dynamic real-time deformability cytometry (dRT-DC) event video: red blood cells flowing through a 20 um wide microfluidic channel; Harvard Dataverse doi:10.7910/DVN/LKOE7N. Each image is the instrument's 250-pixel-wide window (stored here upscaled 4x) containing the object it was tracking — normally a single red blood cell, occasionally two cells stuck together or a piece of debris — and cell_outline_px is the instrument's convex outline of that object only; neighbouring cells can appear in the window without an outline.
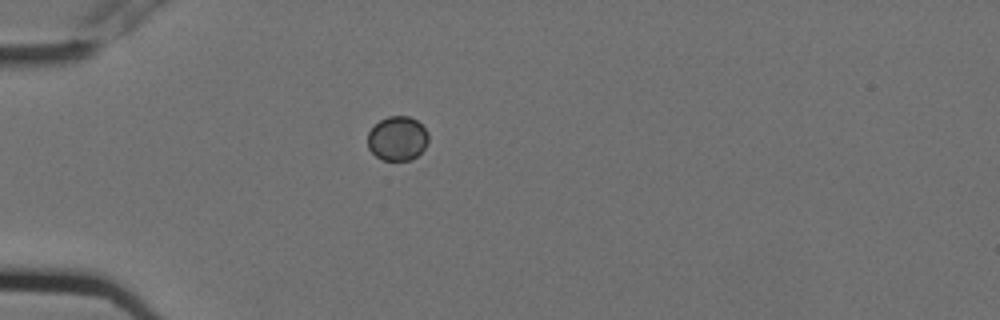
{"species": "Egyptian fruit bat (a non-hibernating species)", "species_latin": "Rousettus aegyptiacus", "temperature_condition": "cold", "stored_images_in_passage": 3, "camera_frame_rate_fps": 3000, "um_per_image_px": 0.085, "animal": {"sex": "female"}, "frame": {"image": 1, "passage_image": 1, "time_ms": 0.0, "image_size_px": [1000, 320], "cell_outline_px": [[428, 144], [412, 160], [384, 160], [376, 156], [368, 148], [368, 132], [380, 120], [388, 116], [408, 116], [416, 120], [428, 132]], "centroid_in_image_um": [33.79, 11.77], "position_along_channel_um": 51.2, "area_um2": 15.61}}
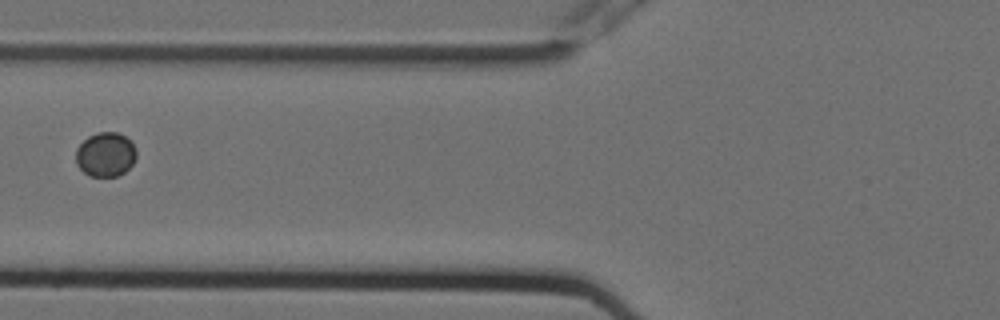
{"frame": {"image": 2, "passage_image": 3, "time_ms": 0.667, "image_size_px": [1000, 320], "cell_outline_px": [[136, 156], [132, 164], [120, 176], [88, 176], [76, 164], [76, 148], [88, 136], [96, 132], [116, 132], [124, 136], [136, 148]], "centroid_in_image_um": [8.95, 13.13], "position_along_channel_um": 116.8, "area_um2": 15.61}}